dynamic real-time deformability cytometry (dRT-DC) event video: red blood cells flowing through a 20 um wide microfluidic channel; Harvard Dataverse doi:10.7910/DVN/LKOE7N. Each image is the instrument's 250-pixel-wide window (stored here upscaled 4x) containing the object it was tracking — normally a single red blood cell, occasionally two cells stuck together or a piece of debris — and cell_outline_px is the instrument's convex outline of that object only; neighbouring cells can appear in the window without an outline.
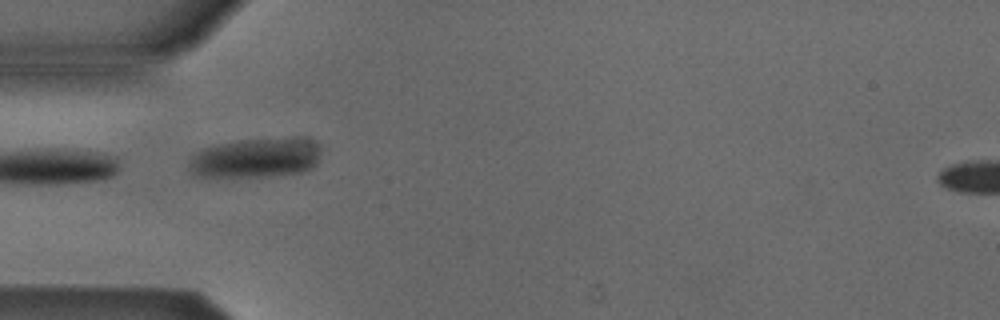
{"species": "Egyptian fruit bat (a non-hibernating species)", "species_latin": "Rousettus aegyptiacus", "temperature_condition": "cold", "stored_images_in_passage": 1, "camera_frame_rate_fps": 3000, "um_per_image_px": 0.085, "animal": {"sex": "male"}, "frame": {"image": 1, "passage_image": 1, "time_ms": 0.0, "image_size_px": [1000, 320], "cell_outline_px": [[320, 152], [316, 164], [312, 168], [304, 172], [276, 176], [192, 176], [188, 168], [188, 164], [192, 152], [216, 144], [244, 140], [308, 140], [320, 144]], "centroid_in_image_um": [21.67, 13.46], "position_along_channel_um": 63.3, "area_um2": 30.17}}